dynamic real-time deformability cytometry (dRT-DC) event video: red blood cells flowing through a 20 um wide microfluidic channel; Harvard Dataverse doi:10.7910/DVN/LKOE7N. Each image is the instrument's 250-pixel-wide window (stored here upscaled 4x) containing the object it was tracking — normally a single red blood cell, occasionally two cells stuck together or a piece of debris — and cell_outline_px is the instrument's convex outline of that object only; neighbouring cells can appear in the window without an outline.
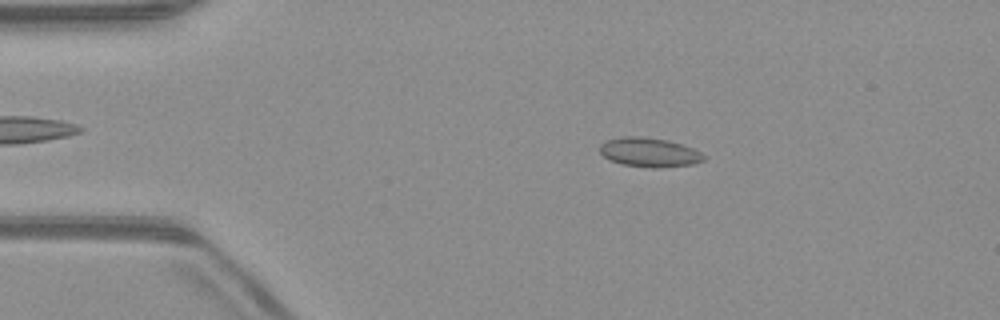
{"species": "common noctule bat (a hibernating species)", "species_latin": "Nyctalus noctula", "temperature_condition": "warm", "stored_images_in_passage": 15, "camera_frame_rate_fps": 3000, "um_per_image_px": 0.085, "animal": {"sex": "male", "body_mass_g": 23.1, "forearm_length_mm": 52.7}, "frame": {"image": 1, "passage_image": 9, "time_ms": 2.667, "image_size_px": [1000, 320], "cell_outline_px": [[704, 160], [692, 164], [660, 168], [652, 168], [620, 164], [604, 156], [600, 152], [600, 144], [608, 140], [620, 136], [644, 136], [668, 140], [692, 148], [700, 152], [704, 156]], "centroid_in_image_um": [55.17, 12.94], "position_along_channel_um": 29.8, "area_um2": 17.69}}